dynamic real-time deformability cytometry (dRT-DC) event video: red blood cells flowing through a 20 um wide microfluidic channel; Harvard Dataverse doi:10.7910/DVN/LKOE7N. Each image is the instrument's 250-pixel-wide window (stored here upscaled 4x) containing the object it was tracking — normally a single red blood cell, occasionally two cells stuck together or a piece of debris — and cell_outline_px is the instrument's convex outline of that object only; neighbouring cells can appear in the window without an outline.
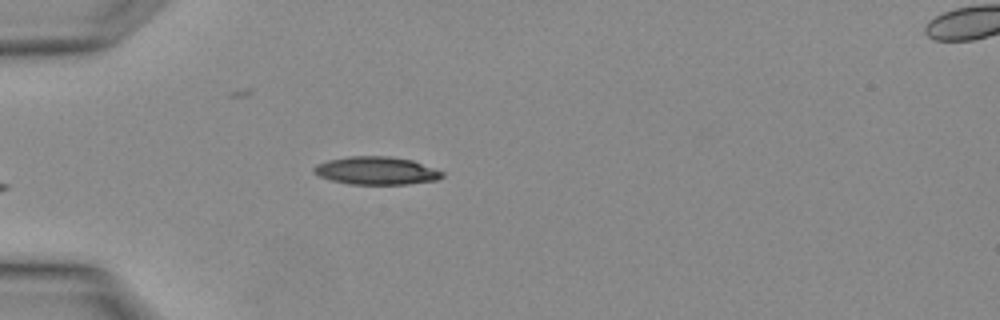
{"species": "Egyptian fruit bat (a non-hibernating species)", "species_latin": "Rousettus aegyptiacus", "temperature_condition": "warm", "stored_images_in_passage": 5, "segment_of_instrument_passage": [1, 2], "camera_frame_rate_fps": 3000, "um_per_image_px": 0.085, "animal": {"sex": "female"}, "frame": {"image": 1, "passage_image": 4, "time_ms": 1.0, "image_size_px": [1000, 320], "cell_outline_px": [[444, 176], [436, 180], [408, 184], [348, 184], [332, 180], [320, 176], [312, 172], [312, 168], [316, 164], [328, 160], [348, 156], [392, 156], [412, 160], [444, 172]], "centroid_in_image_um": [31.97, 14.5], "position_along_channel_um": 53.0, "area_um2": 20.92}}